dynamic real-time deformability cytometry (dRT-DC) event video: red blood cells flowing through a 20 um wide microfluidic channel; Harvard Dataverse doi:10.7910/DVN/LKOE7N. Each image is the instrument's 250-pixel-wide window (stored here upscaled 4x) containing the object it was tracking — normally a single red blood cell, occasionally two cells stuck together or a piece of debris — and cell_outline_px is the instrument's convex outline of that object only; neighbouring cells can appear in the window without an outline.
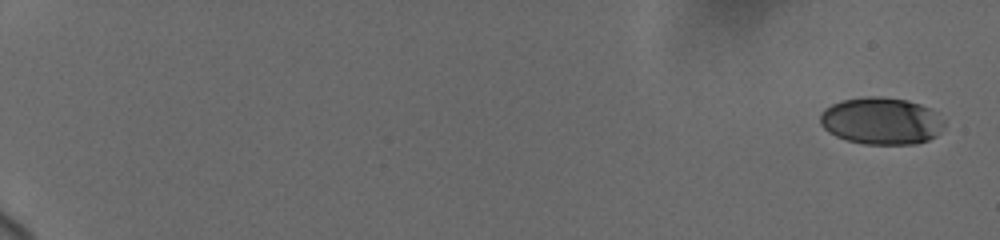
{"species": "human", "species_latin": "Homo sapiens", "temperature_condition": "cold", "stored_images_in_passage": 12, "camera_frame_rate_fps": 3000, "um_per_image_px": 0.085, "donor": {"sex": "female"}, "frame": {"image": 1, "passage_image": 1, "time_ms": 0.0, "image_size_px": [1000, 240], "cell_outline_px": [[944, 124], [936, 136], [928, 140], [916, 144], [864, 144], [848, 140], [836, 136], [828, 132], [820, 124], [820, 112], [824, 108], [832, 104], [844, 100], [864, 96], [880, 96], [908, 100], [920, 104], [936, 112], [944, 120]], "centroid_in_image_um": [74.9, 10.27], "position_along_channel_um": 10.1, "area_um2": 34.16}}
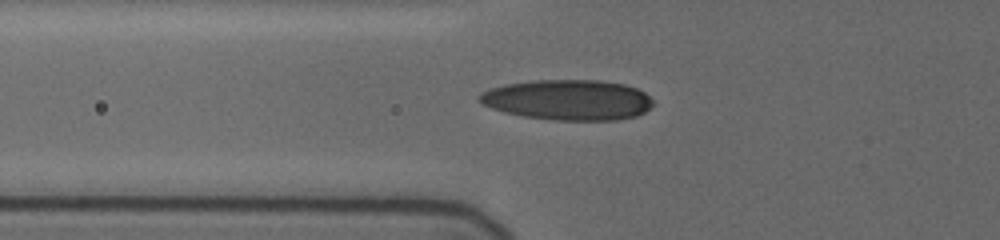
{"frame": {"image": 2, "passage_image": 10, "time_ms": 7.667, "image_size_px": [1000, 240], "cell_outline_px": [[656, 104], [644, 112], [636, 116], [616, 120], [552, 120], [524, 116], [504, 112], [492, 108], [484, 104], [480, 100], [480, 96], [484, 92], [492, 88], [504, 84], [532, 80], [600, 80], [624, 84], [636, 88], [644, 92]], "centroid_in_image_um": [48.33, 8.49], "position_along_channel_um": 77.5, "area_um2": 40.81}}
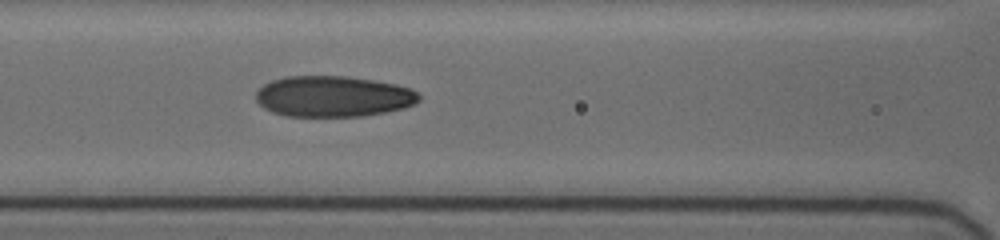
{"frame": {"image": 3, "passage_image": 12, "time_ms": 9.333, "image_size_px": [1000, 240], "cell_outline_px": [[420, 100], [416, 104], [404, 108], [388, 112], [364, 116], [284, 116], [272, 112], [264, 108], [256, 100], [256, 92], [264, 84], [272, 80], [284, 76], [344, 76], [372, 80], [396, 84], [412, 88], [420, 96]], "centroid_in_image_um": [28.34, 8.2], "position_along_channel_um": 138.3, "area_um2": 39.13}}